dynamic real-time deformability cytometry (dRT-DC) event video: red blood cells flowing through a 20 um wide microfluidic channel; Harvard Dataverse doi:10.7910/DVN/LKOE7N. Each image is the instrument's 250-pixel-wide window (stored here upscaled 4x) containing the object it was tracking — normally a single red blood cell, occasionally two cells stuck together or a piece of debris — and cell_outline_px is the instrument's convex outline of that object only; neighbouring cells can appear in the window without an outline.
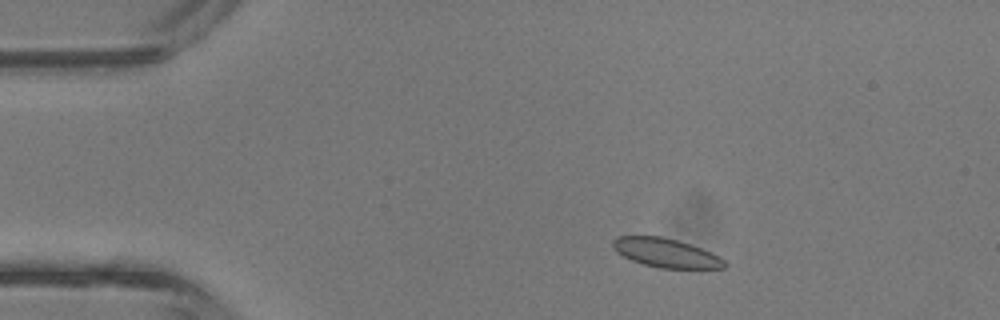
{"species": "common noctule bat (a hibernating species)", "species_latin": "Nyctalus noctula", "temperature_condition": "room temperature", "stored_images_in_passage": 37, "camera_frame_rate_fps": 3000, "um_per_image_px": 0.085, "animal": {"sex": "male", "body_mass_g": 13.3}, "frame": {"image": 1, "passage_image": 3, "time_ms": 0.667, "image_size_px": [1000, 320], "cell_outline_px": [[728, 264], [724, 268], [660, 268], [644, 264], [632, 260], [616, 252], [612, 248], [612, 240], [616, 236], [660, 236], [676, 240], [712, 252], [720, 256]], "centroid_in_image_um": [56.59, 21.49], "position_along_channel_um": 28.4, "area_um2": 18.79}}
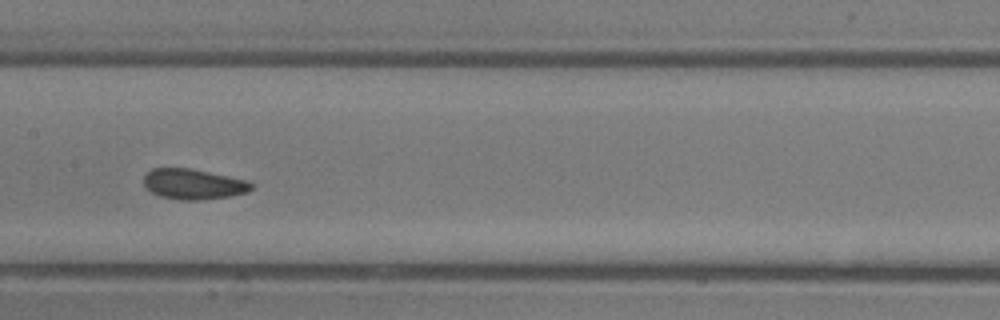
{"frame": {"image": 2, "passage_image": 17, "time_ms": 5.333, "image_size_px": [1000, 320], "cell_outline_px": [[256, 184], [248, 192], [228, 196], [200, 200], [180, 200], [160, 196], [152, 192], [144, 184], [144, 176], [152, 168], [192, 168], [248, 180]], "centroid_in_image_um": [16.48, 15.64], "position_along_channel_um": 190.9, "area_um2": 19.13}}
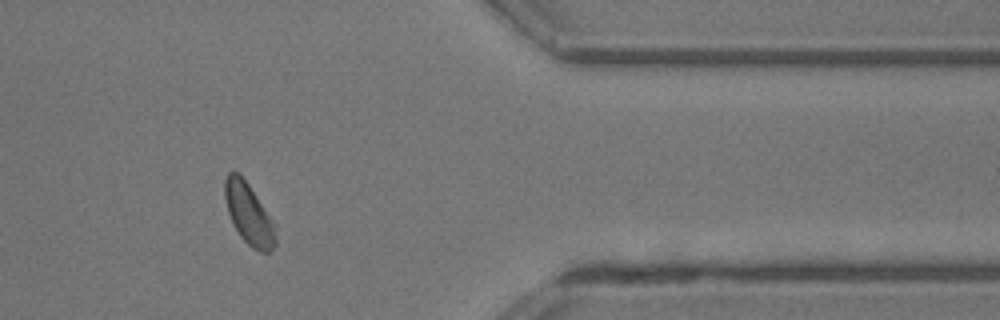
{"frame": {"image": 3, "passage_image": 31, "time_ms": 10.0, "image_size_px": [1000, 320], "cell_outline_px": [[276, 244], [268, 252], [260, 252], [252, 248], [240, 236], [232, 224], [228, 212], [224, 196], [224, 180], [228, 172], [240, 172], [276, 224]], "centroid_in_image_um": [21.15, 18.18], "position_along_channel_um": 390.3, "area_um2": 18.32}, "authors_computed_cell_mechanics": {"area_um2": 19.1318, "velocity_mm_per_s": 4.7684, "shape_relaxation_time_tau1_ms": 2.831, "shape_relaxation_time_tau2_ms": 2.1398, "deformation_change_tau1": 0.0604, "deformation_change_tau2": 0.0683}}